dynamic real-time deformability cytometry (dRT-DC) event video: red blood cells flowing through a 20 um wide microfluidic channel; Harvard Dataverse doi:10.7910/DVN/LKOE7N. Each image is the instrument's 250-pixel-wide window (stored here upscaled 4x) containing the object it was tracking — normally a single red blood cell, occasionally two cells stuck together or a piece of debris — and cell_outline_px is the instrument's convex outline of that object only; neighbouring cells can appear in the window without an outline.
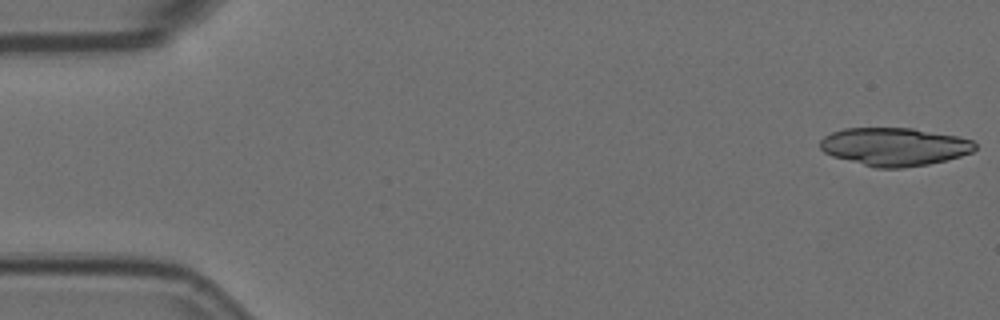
{"species": "Egyptian fruit bat (a non-hibernating species)", "species_latin": "Rousettus aegyptiacus", "temperature_condition": "room temperature", "stored_images_in_passage": 4, "camera_frame_rate_fps": 3000, "um_per_image_px": 0.085, "animal": {"sex": "female"}, "frame": {"image": 1, "passage_image": 1, "time_ms": 0.0, "image_size_px": [1000, 320], "cell_outline_px": [[976, 148], [972, 152], [960, 156], [928, 164], [904, 168], [876, 168], [832, 156], [824, 152], [820, 148], [820, 140], [824, 136], [832, 132], [844, 128], [912, 128], [956, 136], [972, 140], [976, 144]], "centroid_in_image_um": [76.0, 12.47], "position_along_channel_um": 9.0, "area_um2": 34.28}}